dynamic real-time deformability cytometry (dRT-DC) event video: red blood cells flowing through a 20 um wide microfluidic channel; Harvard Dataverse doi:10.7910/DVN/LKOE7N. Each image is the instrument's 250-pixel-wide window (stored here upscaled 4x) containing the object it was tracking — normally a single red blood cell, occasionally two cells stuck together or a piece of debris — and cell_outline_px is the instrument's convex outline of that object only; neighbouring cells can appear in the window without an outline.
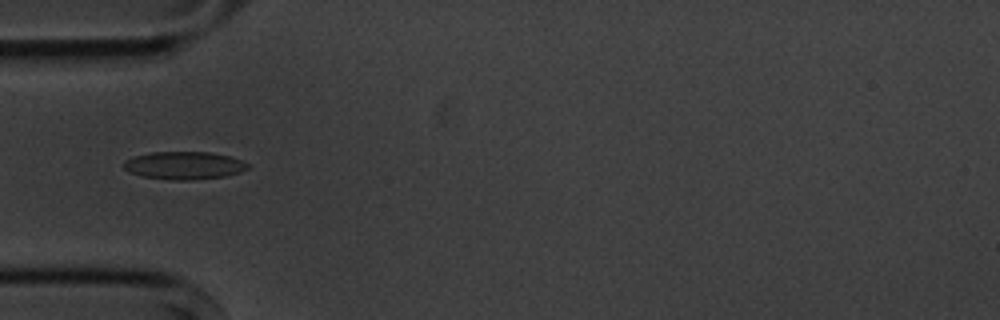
{"species": "common noctule bat (a hibernating species)", "species_latin": "Nyctalus noctula", "temperature_condition": "cold", "stored_images_in_passage": 7, "camera_frame_rate_fps": 3000, "um_per_image_px": 0.085, "animal": {"sex": "male", "body_mass_g": 20.1, "forearm_length_mm": 53.5}, "frame": {"image": 1, "passage_image": 5, "time_ms": 4.667, "image_size_px": [1000, 320], "cell_outline_px": [[248, 168], [240, 172], [224, 176], [192, 180], [168, 180], [140, 176], [128, 172], [120, 164], [124, 160], [132, 156], [152, 152], [208, 152], [228, 156], [240, 160], [248, 164]], "centroid_in_image_um": [15.55, 14.07], "position_along_channel_um": 69.4, "area_um2": 20.23}}
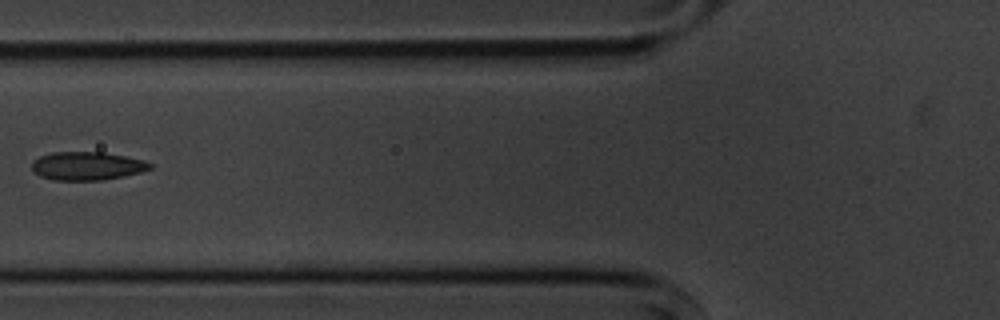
{"frame": {"image": 2, "passage_image": 6, "time_ms": 6.0, "image_size_px": [1000, 320], "cell_outline_px": [[152, 168], [140, 172], [124, 176], [100, 180], [52, 180], [40, 176], [32, 168], [32, 160], [40, 156], [52, 152], [104, 152], [144, 160], [152, 164]], "centroid_in_image_um": [7.39, 14.1], "position_along_channel_um": 118.4, "area_um2": 19.48}}
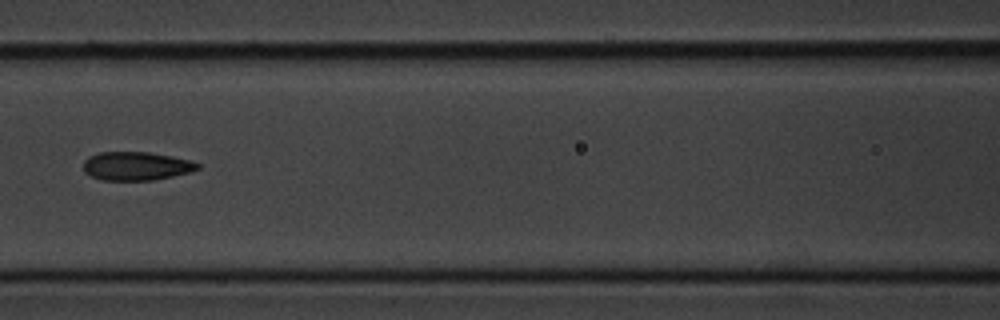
{"frame": {"image": 3, "passage_image": 7, "time_ms": 7.0, "image_size_px": [1000, 320], "cell_outline_px": [[200, 168], [188, 172], [172, 176], [152, 180], [100, 180], [84, 172], [84, 160], [88, 156], [100, 152], [148, 152], [172, 156], [192, 160], [200, 164]], "centroid_in_image_um": [11.57, 14.11], "position_along_channel_um": 155.0, "area_um2": 19.02}}